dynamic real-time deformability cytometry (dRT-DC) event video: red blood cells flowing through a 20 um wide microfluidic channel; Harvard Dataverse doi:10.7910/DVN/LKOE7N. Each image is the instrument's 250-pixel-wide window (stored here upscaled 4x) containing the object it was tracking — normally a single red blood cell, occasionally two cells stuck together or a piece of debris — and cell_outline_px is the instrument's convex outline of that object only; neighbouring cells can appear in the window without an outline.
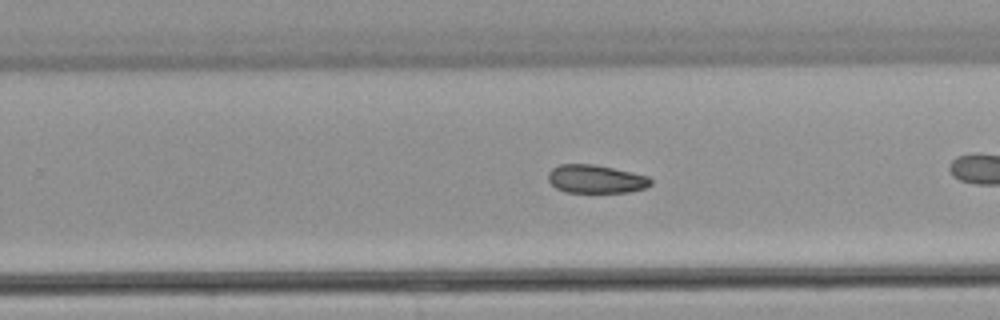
{"species": "common noctule bat (a hibernating species)", "species_latin": "Nyctalus noctula", "temperature_condition": "warm", "stored_images_in_passage": 31, "camera_frame_rate_fps": 3000, "um_per_image_px": 0.085, "animal": {"sex": "male", "body_mass_g": 21.5, "forearm_length_mm": 52.0}, "frame": {"image": 1, "passage_image": 22, "time_ms": 7.0, "image_size_px": [1000, 320], "cell_outline_px": [[652, 184], [644, 188], [628, 192], [564, 192], [556, 188], [548, 180], [548, 172], [552, 168], [560, 164], [592, 164], [632, 172], [648, 176], [652, 180]], "centroid_in_image_um": [50.63, 15.22], "position_along_channel_um": 279.2, "area_um2": 16.88}}